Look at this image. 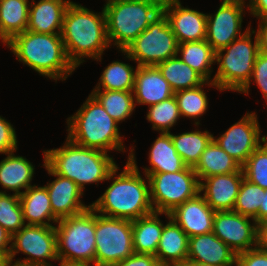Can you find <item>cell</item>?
I'll return each instance as SVG.
<instances>
[{
  "mask_svg": "<svg viewBox=\"0 0 267 266\" xmlns=\"http://www.w3.org/2000/svg\"><path fill=\"white\" fill-rule=\"evenodd\" d=\"M212 232L237 254L257 247L258 224L233 210L215 212Z\"/></svg>",
  "mask_w": 267,
  "mask_h": 266,
  "instance_id": "cell-15",
  "label": "cell"
},
{
  "mask_svg": "<svg viewBox=\"0 0 267 266\" xmlns=\"http://www.w3.org/2000/svg\"><path fill=\"white\" fill-rule=\"evenodd\" d=\"M157 67L174 92L198 87L206 81L178 55L159 63Z\"/></svg>",
  "mask_w": 267,
  "mask_h": 266,
  "instance_id": "cell-31",
  "label": "cell"
},
{
  "mask_svg": "<svg viewBox=\"0 0 267 266\" xmlns=\"http://www.w3.org/2000/svg\"><path fill=\"white\" fill-rule=\"evenodd\" d=\"M243 178L242 168L235 173L209 176L200 181L199 192L215 212L232 211Z\"/></svg>",
  "mask_w": 267,
  "mask_h": 266,
  "instance_id": "cell-18",
  "label": "cell"
},
{
  "mask_svg": "<svg viewBox=\"0 0 267 266\" xmlns=\"http://www.w3.org/2000/svg\"><path fill=\"white\" fill-rule=\"evenodd\" d=\"M148 156L150 167L143 168V173H173L186 167L174 148L170 132H160L159 137L152 143Z\"/></svg>",
  "mask_w": 267,
  "mask_h": 266,
  "instance_id": "cell-26",
  "label": "cell"
},
{
  "mask_svg": "<svg viewBox=\"0 0 267 266\" xmlns=\"http://www.w3.org/2000/svg\"><path fill=\"white\" fill-rule=\"evenodd\" d=\"M164 215L167 216L168 222L163 226L156 257L161 266H178L187 261L189 236L169 213Z\"/></svg>",
  "mask_w": 267,
  "mask_h": 266,
  "instance_id": "cell-23",
  "label": "cell"
},
{
  "mask_svg": "<svg viewBox=\"0 0 267 266\" xmlns=\"http://www.w3.org/2000/svg\"><path fill=\"white\" fill-rule=\"evenodd\" d=\"M246 2L245 0H222L214 15L207 14L205 40L215 52L227 47L250 28L249 25L242 33L244 8H248Z\"/></svg>",
  "mask_w": 267,
  "mask_h": 266,
  "instance_id": "cell-13",
  "label": "cell"
},
{
  "mask_svg": "<svg viewBox=\"0 0 267 266\" xmlns=\"http://www.w3.org/2000/svg\"><path fill=\"white\" fill-rule=\"evenodd\" d=\"M0 161V185L14 194L21 195L33 186L31 181L35 172V165L24 156H16L14 152L7 153Z\"/></svg>",
  "mask_w": 267,
  "mask_h": 266,
  "instance_id": "cell-25",
  "label": "cell"
},
{
  "mask_svg": "<svg viewBox=\"0 0 267 266\" xmlns=\"http://www.w3.org/2000/svg\"><path fill=\"white\" fill-rule=\"evenodd\" d=\"M71 0H31L27 31L61 34L65 12Z\"/></svg>",
  "mask_w": 267,
  "mask_h": 266,
  "instance_id": "cell-22",
  "label": "cell"
},
{
  "mask_svg": "<svg viewBox=\"0 0 267 266\" xmlns=\"http://www.w3.org/2000/svg\"><path fill=\"white\" fill-rule=\"evenodd\" d=\"M44 156V168L49 175L54 176L56 179L52 182L49 181L45 185L50 197V204L53 211V215L58 219L68 218L73 215H77L88 208L91 204L85 205L81 198L84 195L83 190L69 178L56 174L45 163V150H43Z\"/></svg>",
  "mask_w": 267,
  "mask_h": 266,
  "instance_id": "cell-16",
  "label": "cell"
},
{
  "mask_svg": "<svg viewBox=\"0 0 267 266\" xmlns=\"http://www.w3.org/2000/svg\"><path fill=\"white\" fill-rule=\"evenodd\" d=\"M5 45L23 65L56 83L57 80L65 81L76 69L68 59L61 34L25 30Z\"/></svg>",
  "mask_w": 267,
  "mask_h": 266,
  "instance_id": "cell-3",
  "label": "cell"
},
{
  "mask_svg": "<svg viewBox=\"0 0 267 266\" xmlns=\"http://www.w3.org/2000/svg\"><path fill=\"white\" fill-rule=\"evenodd\" d=\"M29 0H0V39L5 45L27 29Z\"/></svg>",
  "mask_w": 267,
  "mask_h": 266,
  "instance_id": "cell-28",
  "label": "cell"
},
{
  "mask_svg": "<svg viewBox=\"0 0 267 266\" xmlns=\"http://www.w3.org/2000/svg\"><path fill=\"white\" fill-rule=\"evenodd\" d=\"M148 177L154 212L171 213L177 206L196 197L200 181L192 167L173 173H144Z\"/></svg>",
  "mask_w": 267,
  "mask_h": 266,
  "instance_id": "cell-10",
  "label": "cell"
},
{
  "mask_svg": "<svg viewBox=\"0 0 267 266\" xmlns=\"http://www.w3.org/2000/svg\"><path fill=\"white\" fill-rule=\"evenodd\" d=\"M20 252L28 257L14 259ZM50 260L58 261L55 226L26 224L12 235L8 261L13 266H52Z\"/></svg>",
  "mask_w": 267,
  "mask_h": 266,
  "instance_id": "cell-12",
  "label": "cell"
},
{
  "mask_svg": "<svg viewBox=\"0 0 267 266\" xmlns=\"http://www.w3.org/2000/svg\"><path fill=\"white\" fill-rule=\"evenodd\" d=\"M19 197L25 224L39 226L56 225L53 223H57L58 219L53 215L49 193L45 186H36L34 184L19 195Z\"/></svg>",
  "mask_w": 267,
  "mask_h": 266,
  "instance_id": "cell-24",
  "label": "cell"
},
{
  "mask_svg": "<svg viewBox=\"0 0 267 266\" xmlns=\"http://www.w3.org/2000/svg\"><path fill=\"white\" fill-rule=\"evenodd\" d=\"M169 214L189 237L208 234L213 230L215 211L200 193L177 206Z\"/></svg>",
  "mask_w": 267,
  "mask_h": 266,
  "instance_id": "cell-19",
  "label": "cell"
},
{
  "mask_svg": "<svg viewBox=\"0 0 267 266\" xmlns=\"http://www.w3.org/2000/svg\"><path fill=\"white\" fill-rule=\"evenodd\" d=\"M138 66L120 60L113 61L103 70L99 82L93 90L133 91Z\"/></svg>",
  "mask_w": 267,
  "mask_h": 266,
  "instance_id": "cell-35",
  "label": "cell"
},
{
  "mask_svg": "<svg viewBox=\"0 0 267 266\" xmlns=\"http://www.w3.org/2000/svg\"><path fill=\"white\" fill-rule=\"evenodd\" d=\"M267 222V189H265V194H263V200L259 208V224Z\"/></svg>",
  "mask_w": 267,
  "mask_h": 266,
  "instance_id": "cell-48",
  "label": "cell"
},
{
  "mask_svg": "<svg viewBox=\"0 0 267 266\" xmlns=\"http://www.w3.org/2000/svg\"><path fill=\"white\" fill-rule=\"evenodd\" d=\"M102 9L110 46L113 44L119 51L125 50L162 13V6L151 0H111Z\"/></svg>",
  "mask_w": 267,
  "mask_h": 266,
  "instance_id": "cell-6",
  "label": "cell"
},
{
  "mask_svg": "<svg viewBox=\"0 0 267 266\" xmlns=\"http://www.w3.org/2000/svg\"><path fill=\"white\" fill-rule=\"evenodd\" d=\"M242 166L212 139L193 168L199 181L209 176L238 172Z\"/></svg>",
  "mask_w": 267,
  "mask_h": 266,
  "instance_id": "cell-29",
  "label": "cell"
},
{
  "mask_svg": "<svg viewBox=\"0 0 267 266\" xmlns=\"http://www.w3.org/2000/svg\"><path fill=\"white\" fill-rule=\"evenodd\" d=\"M177 55L206 81L213 82L211 74L212 65L215 64V51L206 40L178 44Z\"/></svg>",
  "mask_w": 267,
  "mask_h": 266,
  "instance_id": "cell-30",
  "label": "cell"
},
{
  "mask_svg": "<svg viewBox=\"0 0 267 266\" xmlns=\"http://www.w3.org/2000/svg\"><path fill=\"white\" fill-rule=\"evenodd\" d=\"M257 27L258 29L253 31L258 39L259 52L267 54V20H259Z\"/></svg>",
  "mask_w": 267,
  "mask_h": 266,
  "instance_id": "cell-46",
  "label": "cell"
},
{
  "mask_svg": "<svg viewBox=\"0 0 267 266\" xmlns=\"http://www.w3.org/2000/svg\"><path fill=\"white\" fill-rule=\"evenodd\" d=\"M61 37L75 68L85 62L84 58L102 62L104 50L111 48L104 9L96 13L72 1L64 15Z\"/></svg>",
  "mask_w": 267,
  "mask_h": 266,
  "instance_id": "cell-2",
  "label": "cell"
},
{
  "mask_svg": "<svg viewBox=\"0 0 267 266\" xmlns=\"http://www.w3.org/2000/svg\"><path fill=\"white\" fill-rule=\"evenodd\" d=\"M263 194H265V189L244 177L233 211L253 218L259 224V208L263 200Z\"/></svg>",
  "mask_w": 267,
  "mask_h": 266,
  "instance_id": "cell-37",
  "label": "cell"
},
{
  "mask_svg": "<svg viewBox=\"0 0 267 266\" xmlns=\"http://www.w3.org/2000/svg\"><path fill=\"white\" fill-rule=\"evenodd\" d=\"M18 140L15 128L4 117L0 116V154L16 152Z\"/></svg>",
  "mask_w": 267,
  "mask_h": 266,
  "instance_id": "cell-41",
  "label": "cell"
},
{
  "mask_svg": "<svg viewBox=\"0 0 267 266\" xmlns=\"http://www.w3.org/2000/svg\"><path fill=\"white\" fill-rule=\"evenodd\" d=\"M151 1H154V2L158 3L160 6L164 7L173 0H151Z\"/></svg>",
  "mask_w": 267,
  "mask_h": 266,
  "instance_id": "cell-50",
  "label": "cell"
},
{
  "mask_svg": "<svg viewBox=\"0 0 267 266\" xmlns=\"http://www.w3.org/2000/svg\"><path fill=\"white\" fill-rule=\"evenodd\" d=\"M171 139L177 153L181 156L187 167L194 168L198 163L201 154L213 139V134L208 130L195 129L190 132L172 134Z\"/></svg>",
  "mask_w": 267,
  "mask_h": 266,
  "instance_id": "cell-32",
  "label": "cell"
},
{
  "mask_svg": "<svg viewBox=\"0 0 267 266\" xmlns=\"http://www.w3.org/2000/svg\"><path fill=\"white\" fill-rule=\"evenodd\" d=\"M114 266H161L157 257L150 254L133 253L131 256Z\"/></svg>",
  "mask_w": 267,
  "mask_h": 266,
  "instance_id": "cell-43",
  "label": "cell"
},
{
  "mask_svg": "<svg viewBox=\"0 0 267 266\" xmlns=\"http://www.w3.org/2000/svg\"><path fill=\"white\" fill-rule=\"evenodd\" d=\"M261 136V128L255 112H247L219 137L213 136L217 144L241 166L266 139Z\"/></svg>",
  "mask_w": 267,
  "mask_h": 266,
  "instance_id": "cell-14",
  "label": "cell"
},
{
  "mask_svg": "<svg viewBox=\"0 0 267 266\" xmlns=\"http://www.w3.org/2000/svg\"><path fill=\"white\" fill-rule=\"evenodd\" d=\"M146 118L155 131L169 133L181 118L175 96L148 107Z\"/></svg>",
  "mask_w": 267,
  "mask_h": 266,
  "instance_id": "cell-36",
  "label": "cell"
},
{
  "mask_svg": "<svg viewBox=\"0 0 267 266\" xmlns=\"http://www.w3.org/2000/svg\"><path fill=\"white\" fill-rule=\"evenodd\" d=\"M20 197L17 194H7L0 191V226L11 235L17 233L25 226Z\"/></svg>",
  "mask_w": 267,
  "mask_h": 266,
  "instance_id": "cell-38",
  "label": "cell"
},
{
  "mask_svg": "<svg viewBox=\"0 0 267 266\" xmlns=\"http://www.w3.org/2000/svg\"><path fill=\"white\" fill-rule=\"evenodd\" d=\"M95 266H114L134 253L132 221L95 212Z\"/></svg>",
  "mask_w": 267,
  "mask_h": 266,
  "instance_id": "cell-11",
  "label": "cell"
},
{
  "mask_svg": "<svg viewBox=\"0 0 267 266\" xmlns=\"http://www.w3.org/2000/svg\"><path fill=\"white\" fill-rule=\"evenodd\" d=\"M12 235L0 226V260H8Z\"/></svg>",
  "mask_w": 267,
  "mask_h": 266,
  "instance_id": "cell-45",
  "label": "cell"
},
{
  "mask_svg": "<svg viewBox=\"0 0 267 266\" xmlns=\"http://www.w3.org/2000/svg\"><path fill=\"white\" fill-rule=\"evenodd\" d=\"M187 261L214 266H236L237 253L211 232L189 237Z\"/></svg>",
  "mask_w": 267,
  "mask_h": 266,
  "instance_id": "cell-20",
  "label": "cell"
},
{
  "mask_svg": "<svg viewBox=\"0 0 267 266\" xmlns=\"http://www.w3.org/2000/svg\"><path fill=\"white\" fill-rule=\"evenodd\" d=\"M178 44L206 39L207 14L182 6L180 0H173L162 7Z\"/></svg>",
  "mask_w": 267,
  "mask_h": 266,
  "instance_id": "cell-17",
  "label": "cell"
},
{
  "mask_svg": "<svg viewBox=\"0 0 267 266\" xmlns=\"http://www.w3.org/2000/svg\"><path fill=\"white\" fill-rule=\"evenodd\" d=\"M135 104L154 105L174 96L157 66H138L133 88Z\"/></svg>",
  "mask_w": 267,
  "mask_h": 266,
  "instance_id": "cell-21",
  "label": "cell"
},
{
  "mask_svg": "<svg viewBox=\"0 0 267 266\" xmlns=\"http://www.w3.org/2000/svg\"><path fill=\"white\" fill-rule=\"evenodd\" d=\"M163 214L152 212L132 221L134 253L156 256L164 226L159 215Z\"/></svg>",
  "mask_w": 267,
  "mask_h": 266,
  "instance_id": "cell-27",
  "label": "cell"
},
{
  "mask_svg": "<svg viewBox=\"0 0 267 266\" xmlns=\"http://www.w3.org/2000/svg\"><path fill=\"white\" fill-rule=\"evenodd\" d=\"M247 6L249 13L257 20H267V0H249Z\"/></svg>",
  "mask_w": 267,
  "mask_h": 266,
  "instance_id": "cell-44",
  "label": "cell"
},
{
  "mask_svg": "<svg viewBox=\"0 0 267 266\" xmlns=\"http://www.w3.org/2000/svg\"><path fill=\"white\" fill-rule=\"evenodd\" d=\"M178 42L162 12L125 50L124 56L137 66H157L176 56Z\"/></svg>",
  "mask_w": 267,
  "mask_h": 266,
  "instance_id": "cell-9",
  "label": "cell"
},
{
  "mask_svg": "<svg viewBox=\"0 0 267 266\" xmlns=\"http://www.w3.org/2000/svg\"><path fill=\"white\" fill-rule=\"evenodd\" d=\"M236 266H267V252L258 246L237 254Z\"/></svg>",
  "mask_w": 267,
  "mask_h": 266,
  "instance_id": "cell-42",
  "label": "cell"
},
{
  "mask_svg": "<svg viewBox=\"0 0 267 266\" xmlns=\"http://www.w3.org/2000/svg\"><path fill=\"white\" fill-rule=\"evenodd\" d=\"M206 85L209 87L211 86V88L215 87L217 90H219L218 86L213 82L205 81L198 87L174 92L181 118L188 117L193 119L195 126L200 125L199 117L203 116L208 109L209 100L203 89Z\"/></svg>",
  "mask_w": 267,
  "mask_h": 266,
  "instance_id": "cell-33",
  "label": "cell"
},
{
  "mask_svg": "<svg viewBox=\"0 0 267 266\" xmlns=\"http://www.w3.org/2000/svg\"><path fill=\"white\" fill-rule=\"evenodd\" d=\"M258 53V39L251 27L227 47L216 51L215 63L218 68L213 83L219 91L239 93L250 82Z\"/></svg>",
  "mask_w": 267,
  "mask_h": 266,
  "instance_id": "cell-8",
  "label": "cell"
},
{
  "mask_svg": "<svg viewBox=\"0 0 267 266\" xmlns=\"http://www.w3.org/2000/svg\"><path fill=\"white\" fill-rule=\"evenodd\" d=\"M53 266V265H52ZM60 266H79V265H66V264H60Z\"/></svg>",
  "mask_w": 267,
  "mask_h": 266,
  "instance_id": "cell-52",
  "label": "cell"
},
{
  "mask_svg": "<svg viewBox=\"0 0 267 266\" xmlns=\"http://www.w3.org/2000/svg\"><path fill=\"white\" fill-rule=\"evenodd\" d=\"M254 82V84L257 85V87L262 92V97L266 100L267 99V54H264L262 52H259L254 68L253 73L250 79V82L239 92V93H245V95L249 94L250 84Z\"/></svg>",
  "mask_w": 267,
  "mask_h": 266,
  "instance_id": "cell-40",
  "label": "cell"
},
{
  "mask_svg": "<svg viewBox=\"0 0 267 266\" xmlns=\"http://www.w3.org/2000/svg\"><path fill=\"white\" fill-rule=\"evenodd\" d=\"M129 150L128 159L122 172L118 165L110 172L107 181L112 183L105 192L91 204L98 214L134 221L154 212L148 177H142L137 166L134 147ZM117 174V175H116Z\"/></svg>",
  "mask_w": 267,
  "mask_h": 266,
  "instance_id": "cell-1",
  "label": "cell"
},
{
  "mask_svg": "<svg viewBox=\"0 0 267 266\" xmlns=\"http://www.w3.org/2000/svg\"><path fill=\"white\" fill-rule=\"evenodd\" d=\"M0 266H12L8 260H0Z\"/></svg>",
  "mask_w": 267,
  "mask_h": 266,
  "instance_id": "cell-51",
  "label": "cell"
},
{
  "mask_svg": "<svg viewBox=\"0 0 267 266\" xmlns=\"http://www.w3.org/2000/svg\"><path fill=\"white\" fill-rule=\"evenodd\" d=\"M67 138L81 147L126 152L118 122L89 94L82 106L67 118Z\"/></svg>",
  "mask_w": 267,
  "mask_h": 266,
  "instance_id": "cell-5",
  "label": "cell"
},
{
  "mask_svg": "<svg viewBox=\"0 0 267 266\" xmlns=\"http://www.w3.org/2000/svg\"><path fill=\"white\" fill-rule=\"evenodd\" d=\"M56 224L59 264L95 266V211L90 207Z\"/></svg>",
  "mask_w": 267,
  "mask_h": 266,
  "instance_id": "cell-7",
  "label": "cell"
},
{
  "mask_svg": "<svg viewBox=\"0 0 267 266\" xmlns=\"http://www.w3.org/2000/svg\"><path fill=\"white\" fill-rule=\"evenodd\" d=\"M242 169L247 180L267 189V139L248 157Z\"/></svg>",
  "mask_w": 267,
  "mask_h": 266,
  "instance_id": "cell-39",
  "label": "cell"
},
{
  "mask_svg": "<svg viewBox=\"0 0 267 266\" xmlns=\"http://www.w3.org/2000/svg\"><path fill=\"white\" fill-rule=\"evenodd\" d=\"M257 246L267 252V222L258 224Z\"/></svg>",
  "mask_w": 267,
  "mask_h": 266,
  "instance_id": "cell-47",
  "label": "cell"
},
{
  "mask_svg": "<svg viewBox=\"0 0 267 266\" xmlns=\"http://www.w3.org/2000/svg\"><path fill=\"white\" fill-rule=\"evenodd\" d=\"M178 266H214V265L197 263V262H192V261H186L185 263L178 265Z\"/></svg>",
  "mask_w": 267,
  "mask_h": 266,
  "instance_id": "cell-49",
  "label": "cell"
},
{
  "mask_svg": "<svg viewBox=\"0 0 267 266\" xmlns=\"http://www.w3.org/2000/svg\"><path fill=\"white\" fill-rule=\"evenodd\" d=\"M45 163L58 175L74 181L83 191L85 185L107 181L117 166L108 153L81 147L66 138L59 148L45 150Z\"/></svg>",
  "mask_w": 267,
  "mask_h": 266,
  "instance_id": "cell-4",
  "label": "cell"
},
{
  "mask_svg": "<svg viewBox=\"0 0 267 266\" xmlns=\"http://www.w3.org/2000/svg\"><path fill=\"white\" fill-rule=\"evenodd\" d=\"M90 94L118 123L129 119L136 107L132 91L92 90Z\"/></svg>",
  "mask_w": 267,
  "mask_h": 266,
  "instance_id": "cell-34",
  "label": "cell"
}]
</instances>
